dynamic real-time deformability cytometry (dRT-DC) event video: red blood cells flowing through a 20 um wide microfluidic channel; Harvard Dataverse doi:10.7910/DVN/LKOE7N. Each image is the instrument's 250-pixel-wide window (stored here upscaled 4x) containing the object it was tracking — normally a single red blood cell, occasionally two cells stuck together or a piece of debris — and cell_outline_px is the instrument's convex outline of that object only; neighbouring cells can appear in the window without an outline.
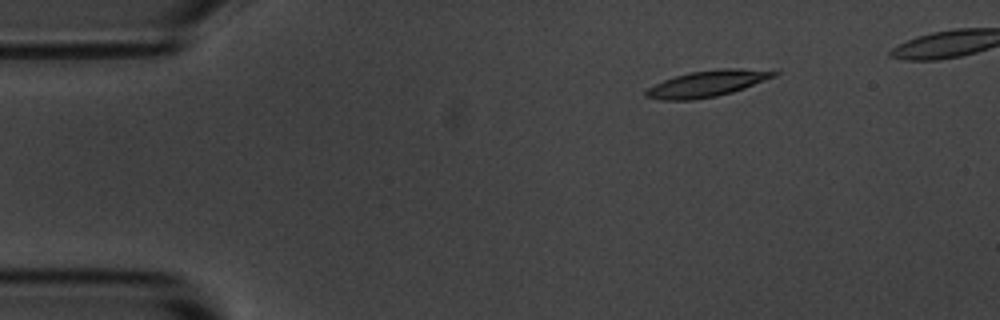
{"species": "common noctule bat (a hibernating species)", "species_latin": "Nyctalus noctula", "temperature_condition": "room temperature", "stored_images_in_passage": 5, "camera_frame_rate_fps": 3000, "um_per_image_px": 0.085, "animal": {"sex": "male", "body_mass_g": 20.1, "forearm_length_mm": 53.5}, "frame": {"image": 1, "passage_image": 2, "time_ms": 2.0, "image_size_px": [1000, 320], "cell_outline_px": [[780, 72], [776, 76], [744, 88], [732, 92], [716, 96], [692, 100], [660, 100], [644, 96], [644, 92], [648, 88], [664, 80], [688, 72], [720, 68], [740, 68]], "centroid_in_image_um": [60.09, 7.11], "position_along_channel_um": 24.9, "area_um2": 19.48}}